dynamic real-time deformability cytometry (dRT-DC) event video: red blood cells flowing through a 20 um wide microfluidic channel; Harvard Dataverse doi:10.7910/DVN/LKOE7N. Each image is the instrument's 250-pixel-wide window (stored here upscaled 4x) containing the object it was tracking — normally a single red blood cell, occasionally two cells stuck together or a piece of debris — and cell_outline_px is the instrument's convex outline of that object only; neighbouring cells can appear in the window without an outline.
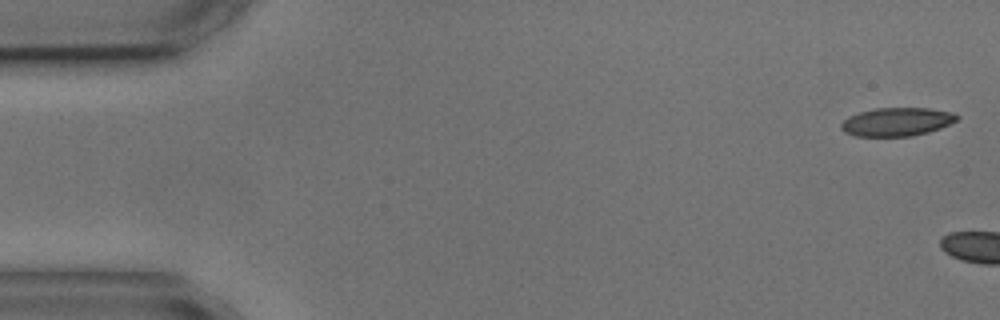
{"species": "common noctule bat (a hibernating species)", "species_latin": "Nyctalus noctula", "temperature_condition": "cold", "stored_images_in_passage": 2, "camera_frame_rate_fps": 3000, "um_per_image_px": 0.085, "animal": {"sex": "male", "body_mass_g": 17.9, "forearm_length_mm": 54.2}, "frame": {"image": 1, "passage_image": 1, "time_ms": 0.0, "image_size_px": [1000, 320], "cell_outline_px": [[960, 116], [956, 120], [940, 128], [928, 132], [908, 136], [856, 136], [844, 132], [840, 128], [840, 124], [848, 116], [860, 112], [876, 108], [928, 108], [952, 112]], "centroid_in_image_um": [76.2, 10.35], "position_along_channel_um": 8.8, "area_um2": 19.07}}